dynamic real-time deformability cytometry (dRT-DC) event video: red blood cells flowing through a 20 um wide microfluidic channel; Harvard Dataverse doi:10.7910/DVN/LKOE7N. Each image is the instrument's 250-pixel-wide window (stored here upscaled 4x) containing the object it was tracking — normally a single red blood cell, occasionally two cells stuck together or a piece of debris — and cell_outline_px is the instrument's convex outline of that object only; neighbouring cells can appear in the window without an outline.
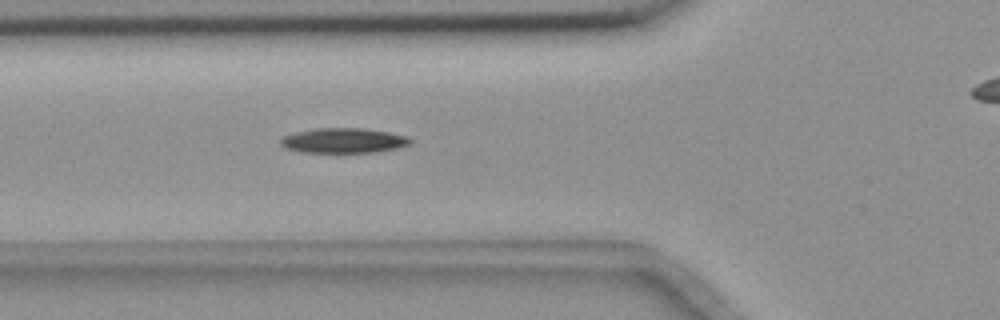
{"species": "common noctule bat (a hibernating species)", "species_latin": "Nyctalus noctula", "temperature_condition": "room temperature", "stored_images_in_passage": 4, "camera_frame_rate_fps": 3000, "um_per_image_px": 0.085, "animal": {"sex": "female", "body_mass_g": 18.4}, "frame": {"image": 1, "passage_image": 3, "time_ms": 0.667, "image_size_px": [1000, 320], "cell_outline_px": [[412, 140], [408, 144], [396, 148], [372, 152], [300, 152], [284, 148], [280, 144], [280, 140], [284, 136], [296, 132], [316, 128], [364, 128], [388, 132], [408, 136]], "centroid_in_image_um": [29.16, 11.94], "position_along_channel_um": 96.6, "area_um2": 18.73}}